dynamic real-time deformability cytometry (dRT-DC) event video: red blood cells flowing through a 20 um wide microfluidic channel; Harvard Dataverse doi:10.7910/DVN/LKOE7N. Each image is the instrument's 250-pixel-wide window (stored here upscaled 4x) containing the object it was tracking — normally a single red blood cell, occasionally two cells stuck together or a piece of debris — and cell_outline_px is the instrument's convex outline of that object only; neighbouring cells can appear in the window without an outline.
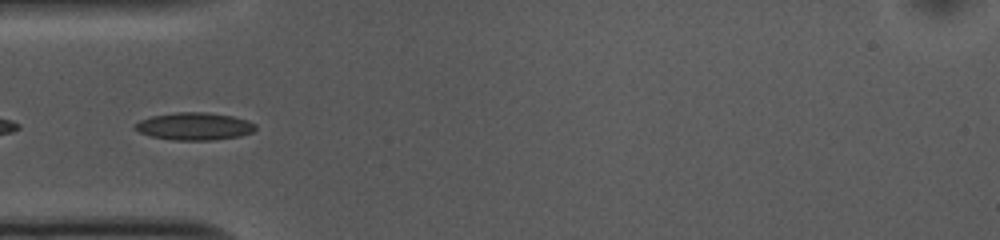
{"species": "common noctule bat (a hibernating species)", "species_latin": "Nyctalus noctula", "temperature_condition": "cold", "stored_images_in_passage": 52, "camera_frame_rate_fps": 3000, "um_per_image_px": 0.085, "animal": {"sex": "female", "body_mass_g": 10.0, "forearm_length_mm": 53.1}, "frame": {"image": 1, "passage_image": 15, "time_ms": 4.667, "image_size_px": [1000, 240], "cell_outline_px": [[256, 128], [252, 132], [240, 136], [212, 140], [172, 140], [152, 136], [140, 132], [132, 128], [140, 120], [152, 116], [176, 112], [208, 112], [232, 116], [248, 120], [256, 124]], "centroid_in_image_um": [16.54, 10.73], "position_along_channel_um": 68.5, "area_um2": 19.31}}
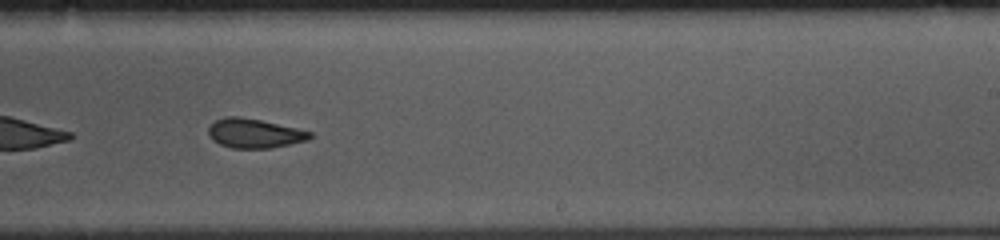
{"frame": {"image": 2, "passage_image": 31, "time_ms": 10.0, "image_size_px": [1000, 240], "cell_outline_px": [[312, 136], [308, 140], [268, 148], [232, 148], [220, 144], [212, 140], [208, 132], [208, 128], [216, 120], [224, 116], [240, 116], [260, 120], [296, 128], [312, 132]], "centroid_in_image_um": [21.6, 11.32], "position_along_channel_um": 267.4, "area_um2": 17.17}}
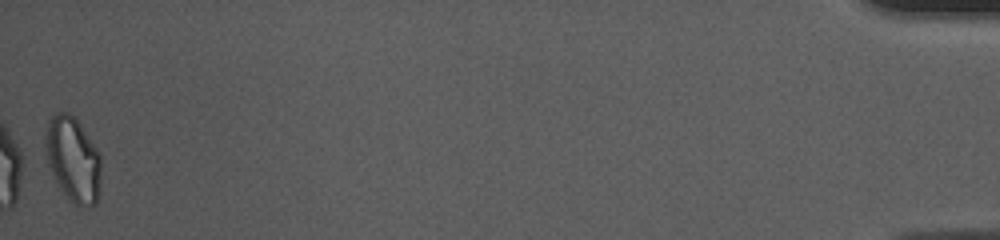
{"frame": {"image": 3, "passage_image": 52, "time_ms": 17.0, "image_size_px": [1000, 240], "cell_outline_px": [[100, 188], [96, 204], [72, 204], [60, 188], [48, 164], [44, 152], [44, 136], [48, 120], [56, 112], [68, 112], [80, 124], [100, 152]], "centroid_in_image_um": [6.18, 13.51], "position_along_channel_um": 429.0, "area_um2": 27.57}, "authors_computed_cell_mechanics": {"area_um2": 19.0162, "velocity_mm_per_s": 3.7184, "shape_relaxation_time_tau1_ms": 8.4538, "shape_relaxation_time_tau2_ms": 2.891, "deformation_change_tau1": 0.1455, "deformation_change_tau2": 0.101}}